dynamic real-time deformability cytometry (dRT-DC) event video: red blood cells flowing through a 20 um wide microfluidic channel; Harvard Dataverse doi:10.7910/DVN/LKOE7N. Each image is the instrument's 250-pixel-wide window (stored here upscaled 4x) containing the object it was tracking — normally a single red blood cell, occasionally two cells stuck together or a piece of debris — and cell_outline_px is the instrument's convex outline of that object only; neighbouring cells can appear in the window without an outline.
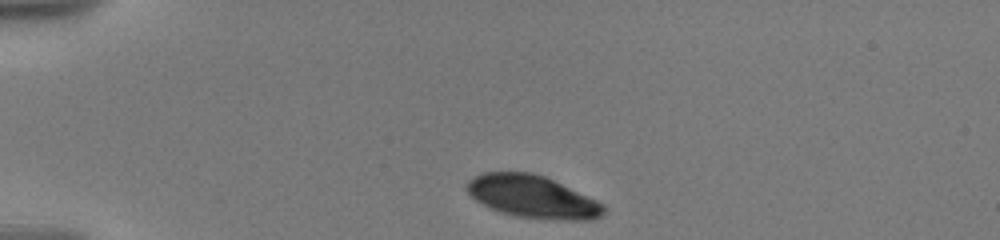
{"species": "human", "species_latin": "Homo sapiens", "temperature_condition": "warm", "stored_images_in_passage": 6, "camera_frame_rate_fps": 3000, "um_per_image_px": 0.085, "donor": {"sex": "male"}, "frame": {"image": 1, "passage_image": 1, "time_ms": 0.0, "image_size_px": [1000, 240], "cell_outline_px": [[608, 208], [600, 216], [592, 220], [568, 220], [516, 216], [492, 208], [476, 200], [468, 192], [468, 180], [472, 176], [484, 172], [532, 172], [544, 176], [588, 196], [604, 204]], "centroid_in_image_um": [45.29, 16.71], "position_along_channel_um": 39.7, "area_um2": 33.41}}
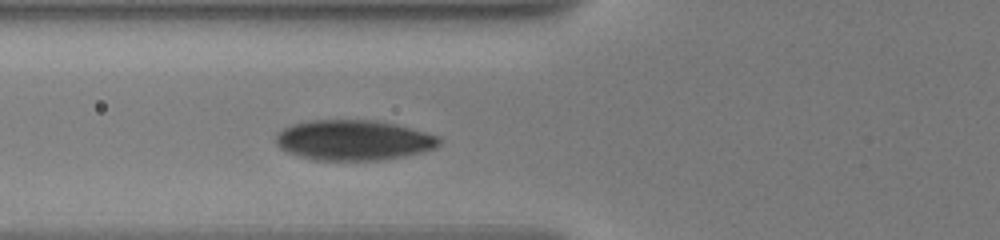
{"frame": {"image": 2, "passage_image": 6, "time_ms": 3.0, "image_size_px": [1000, 240], "cell_outline_px": [[440, 144], [436, 148], [404, 156], [384, 160], [312, 160], [288, 152], [280, 148], [276, 144], [276, 132], [292, 124], [308, 120], [376, 120], [396, 124], [440, 136]], "centroid_in_image_um": [30.04, 11.91], "position_along_channel_um": 95.8, "area_um2": 38.55}}